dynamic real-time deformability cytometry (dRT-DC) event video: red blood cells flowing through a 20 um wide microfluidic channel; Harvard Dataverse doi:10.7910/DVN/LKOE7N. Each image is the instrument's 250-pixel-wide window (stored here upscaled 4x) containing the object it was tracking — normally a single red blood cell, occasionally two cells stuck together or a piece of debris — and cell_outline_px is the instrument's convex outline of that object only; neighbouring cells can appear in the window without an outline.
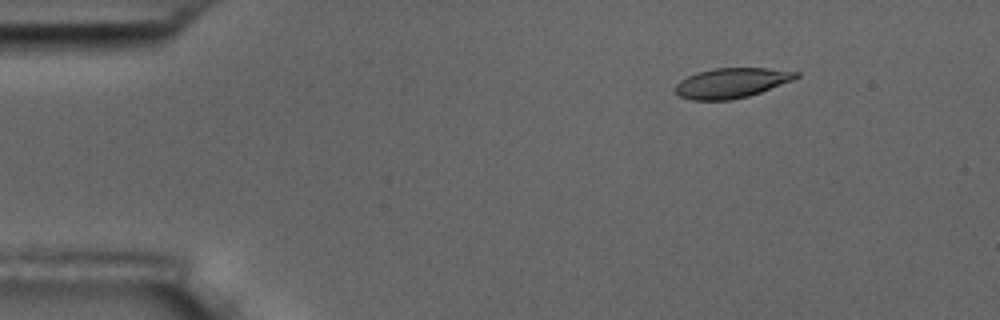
{"species": "common noctule bat (a hibernating species)", "species_latin": "Nyctalus noctula", "temperature_condition": "room temperature", "stored_images_in_passage": 6, "camera_frame_rate_fps": 3000, "um_per_image_px": 0.085, "animal": {"sex": "male", "body_mass_g": 17.5, "forearm_length_mm": 52.3}, "frame": {"image": 1, "passage_image": 3, "time_ms": 2.333, "image_size_px": [1000, 320], "cell_outline_px": [[800, 76], [792, 80], [760, 92], [748, 96], [732, 100], [692, 100], [680, 96], [676, 92], [676, 84], [680, 80], [696, 72], [712, 68], [768, 68], [800, 72]], "centroid_in_image_um": [62.17, 7.04], "position_along_channel_um": 22.8, "area_um2": 21.04}}
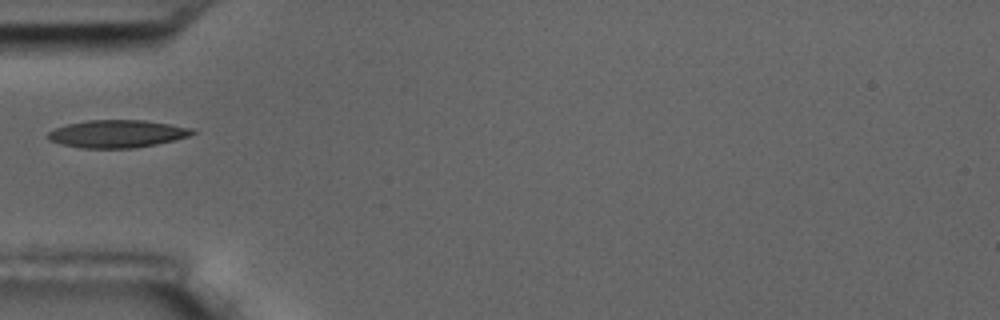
{"frame": {"image": 2, "passage_image": 6, "time_ms": 6.0, "image_size_px": [1000, 320], "cell_outline_px": [[196, 132], [188, 136], [176, 140], [136, 148], [84, 148], [64, 144], [48, 140], [44, 136], [48, 132], [56, 128], [68, 124], [88, 120], [144, 120], [192, 128]], "centroid_in_image_um": [9.95, 11.37], "position_along_channel_um": 75.0, "area_um2": 23.18}}